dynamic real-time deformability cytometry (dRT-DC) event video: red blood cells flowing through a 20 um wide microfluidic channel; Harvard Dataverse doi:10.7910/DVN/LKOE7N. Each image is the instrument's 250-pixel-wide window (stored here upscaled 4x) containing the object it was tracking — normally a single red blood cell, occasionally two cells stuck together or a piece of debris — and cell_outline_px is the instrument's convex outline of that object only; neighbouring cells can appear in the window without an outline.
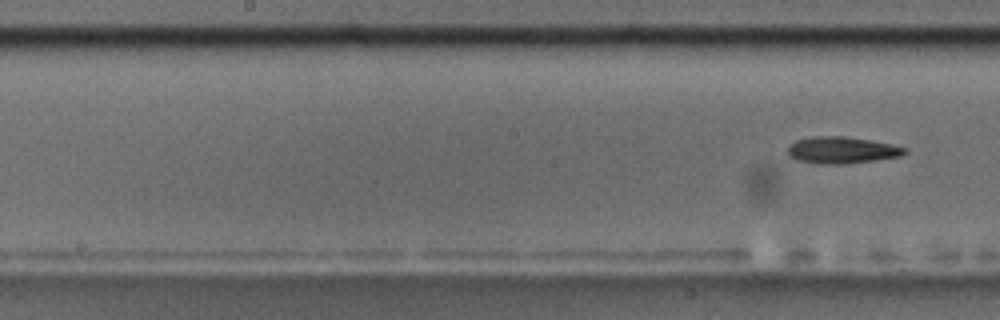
{"species": "common noctule bat (a hibernating species)", "species_latin": "Nyctalus noctula", "temperature_condition": "room temperature", "stored_images_in_passage": 9, "segment_of_instrument_passage": [2, 2], "camera_frame_rate_fps": 3000, "um_per_image_px": 0.085, "animal": {"sex": "male", "body_mass_g": 17.5, "forearm_length_mm": 52.3}, "frame": {"image": 1, "passage_image": 9, "time_ms": 10.0, "image_size_px": [1000, 320], "cell_outline_px": [[908, 152], [900, 156], [876, 160], [844, 164], [816, 164], [796, 160], [788, 156], [788, 148], [796, 140], [812, 136], [844, 136], [872, 140], [908, 148]], "centroid_in_image_um": [71.56, 12.76], "position_along_channel_um": 176.6, "area_um2": 18.38}}